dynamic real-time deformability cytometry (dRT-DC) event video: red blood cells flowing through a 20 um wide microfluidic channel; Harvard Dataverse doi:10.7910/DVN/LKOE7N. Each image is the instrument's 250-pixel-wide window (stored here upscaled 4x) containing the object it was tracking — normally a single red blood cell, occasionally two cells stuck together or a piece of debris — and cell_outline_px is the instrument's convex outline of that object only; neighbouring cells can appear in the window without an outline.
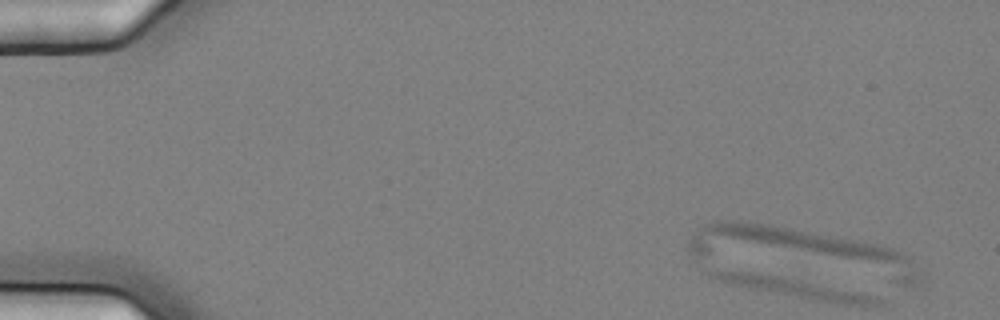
{"species": "common noctule bat (a hibernating species)", "species_latin": "Nyctalus noctula", "temperature_condition": "cold", "stored_images_in_passage": 2, "camera_frame_rate_fps": 3000, "um_per_image_px": 0.085, "animal": {"sex": "female", "body_mass_g": 25.1}, "frame": {"image": 1, "passage_image": 1, "time_ms": 0.0, "image_size_px": [1000, 320], "cell_outline_px": [[884, 300], [880, 304], [836, 304], [812, 300], [748, 288], [728, 284], [716, 280], [708, 276], [704, 272], [704, 268], [708, 268], [760, 272], [860, 292], [876, 296]], "centroid_in_image_um": [67.26, 24.4], "position_along_channel_um": 17.7, "area_um2": 19.31}}